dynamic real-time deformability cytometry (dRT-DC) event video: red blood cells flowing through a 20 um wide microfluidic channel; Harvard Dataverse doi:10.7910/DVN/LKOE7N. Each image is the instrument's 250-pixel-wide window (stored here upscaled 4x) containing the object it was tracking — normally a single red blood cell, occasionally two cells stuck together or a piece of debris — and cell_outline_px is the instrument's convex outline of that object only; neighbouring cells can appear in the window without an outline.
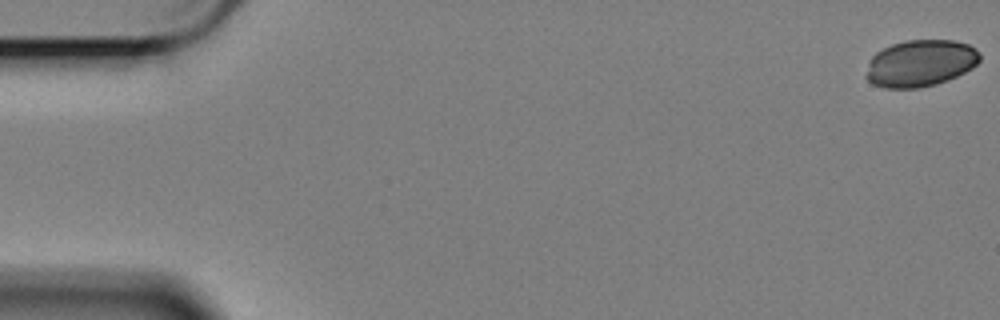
{"species": "Egyptian fruit bat (a non-hibernating species)", "species_latin": "Rousettus aegyptiacus", "temperature_condition": "cold", "stored_images_in_passage": 7, "camera_frame_rate_fps": 3000, "um_per_image_px": 0.085, "animal": {"sex": "female"}, "frame": {"image": 1, "passage_image": 1, "time_ms": 0.0, "image_size_px": [1000, 320], "cell_outline_px": [[980, 60], [972, 68], [948, 80], [936, 84], [920, 88], [884, 88], [872, 84], [864, 76], [868, 60], [876, 52], [892, 44], [904, 40], [956, 40], [968, 44], [976, 48], [980, 52]], "centroid_in_image_um": [78.21, 5.37], "position_along_channel_um": 6.8, "area_um2": 31.39}}